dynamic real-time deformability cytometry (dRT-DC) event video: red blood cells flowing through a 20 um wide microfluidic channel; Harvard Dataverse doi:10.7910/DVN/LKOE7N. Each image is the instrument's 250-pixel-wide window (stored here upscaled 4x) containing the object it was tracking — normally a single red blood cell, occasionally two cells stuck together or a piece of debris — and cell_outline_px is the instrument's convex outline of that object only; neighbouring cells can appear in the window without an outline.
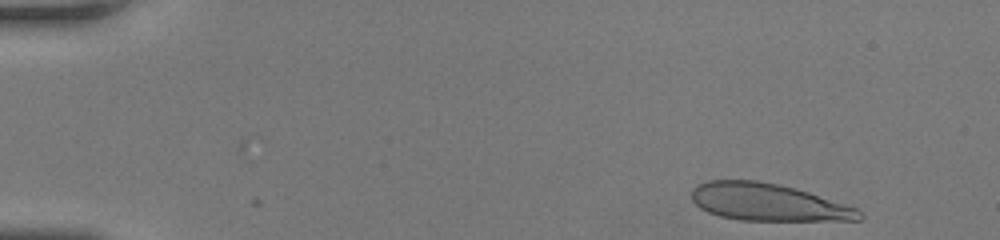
{"species": "human", "species_latin": "Homo sapiens", "temperature_condition": "room temperature", "stored_images_in_passage": 45, "camera_frame_rate_fps": 3000, "um_per_image_px": 0.085, "donor": {"sex": "female"}, "frame": {"image": 1, "passage_image": 2, "time_ms": 0.333, "image_size_px": [1000, 240], "cell_outline_px": [[864, 216], [860, 220], [740, 220], [720, 216], [708, 212], [700, 208], [692, 200], [692, 188], [696, 184], [708, 180], [756, 180], [796, 188], [856, 208]], "centroid_in_image_um": [65.23, 17.18], "position_along_channel_um": 19.8, "area_um2": 36.18}}
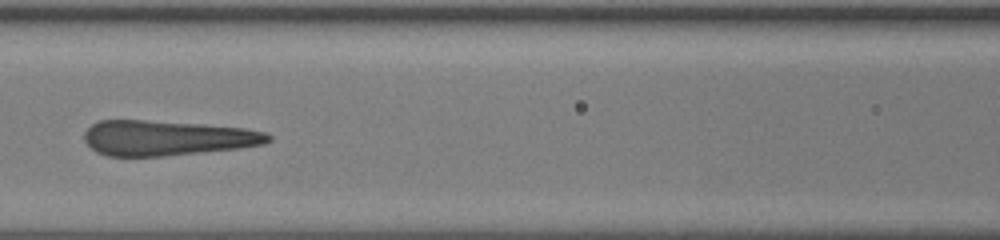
{"frame": {"image": 2, "passage_image": 20, "time_ms": 6.333, "image_size_px": [1000, 240], "cell_outline_px": [[272, 140], [264, 144], [240, 148], [160, 156], [108, 156], [96, 152], [84, 140], [84, 132], [92, 124], [100, 120], [144, 120], [204, 124], [244, 128], [264, 132], [272, 136]], "centroid_in_image_um": [14.19, 11.72], "position_along_channel_um": 152.4, "area_um2": 37.57}}
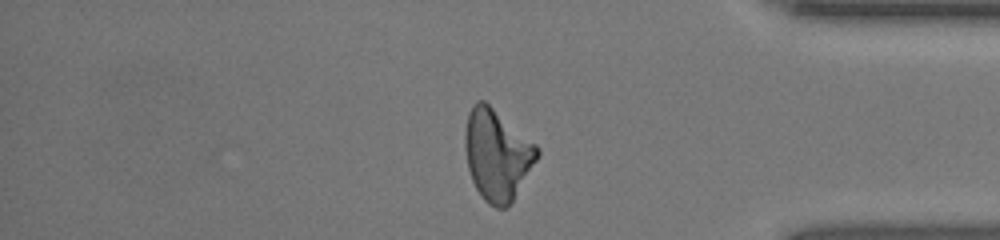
{"frame": {"image": 3, "passage_image": 38, "time_ms": 12.333, "image_size_px": [1000, 240], "cell_outline_px": [[540, 152], [536, 160], [508, 208], [496, 208], [488, 204], [484, 200], [476, 188], [472, 180], [468, 168], [464, 144], [464, 132], [468, 112], [472, 104], [476, 100], [484, 100], [536, 144], [540, 148]], "centroid_in_image_um": [42.23, 13.14], "position_along_channel_um": 393.0, "area_um2": 38.15}, "authors_computed_cell_mechanics": {"area_um2": 37.3966, "velocity_mm_per_s": 4.3253, "shape_relaxation_time_tau1_ms": 6.8927, "shape_relaxation_time_tau2_ms": 0.8878, "deformation_change_tau1": 0.2385, "deformation_change_tau2": 0.1118}}